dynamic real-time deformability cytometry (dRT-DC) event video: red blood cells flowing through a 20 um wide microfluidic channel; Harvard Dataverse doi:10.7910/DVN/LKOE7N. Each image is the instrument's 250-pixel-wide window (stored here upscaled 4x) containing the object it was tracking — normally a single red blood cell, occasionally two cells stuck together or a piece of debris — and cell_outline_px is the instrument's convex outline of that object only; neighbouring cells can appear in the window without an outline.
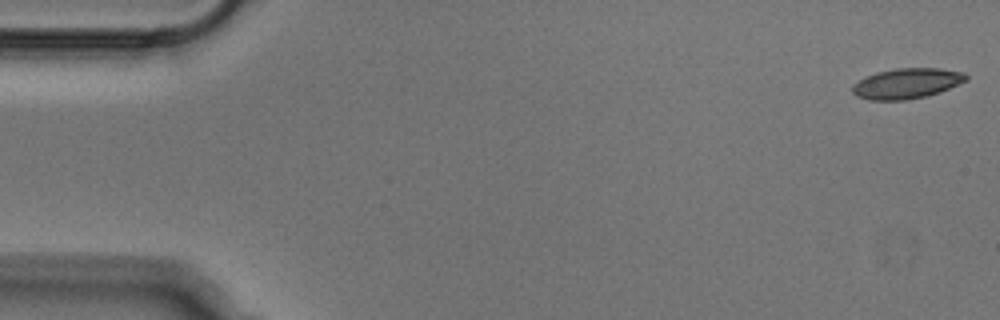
{"species": "Egyptian fruit bat (a non-hibernating species)", "species_latin": "Rousettus aegyptiacus", "temperature_condition": "cold", "stored_images_in_passage": 12, "camera_frame_rate_fps": 3000, "um_per_image_px": 0.085, "animal": {"sex": "male"}, "frame": {"image": 1, "passage_image": 1, "time_ms": 0.0, "image_size_px": [1000, 320], "cell_outline_px": [[968, 80], [928, 96], [908, 100], [868, 100], [856, 96], [852, 92], [852, 84], [864, 76], [876, 72], [896, 68], [940, 68], [964, 72], [968, 76]], "centroid_in_image_um": [77.04, 7.09], "position_along_channel_um": 8.0, "area_um2": 20.35}}